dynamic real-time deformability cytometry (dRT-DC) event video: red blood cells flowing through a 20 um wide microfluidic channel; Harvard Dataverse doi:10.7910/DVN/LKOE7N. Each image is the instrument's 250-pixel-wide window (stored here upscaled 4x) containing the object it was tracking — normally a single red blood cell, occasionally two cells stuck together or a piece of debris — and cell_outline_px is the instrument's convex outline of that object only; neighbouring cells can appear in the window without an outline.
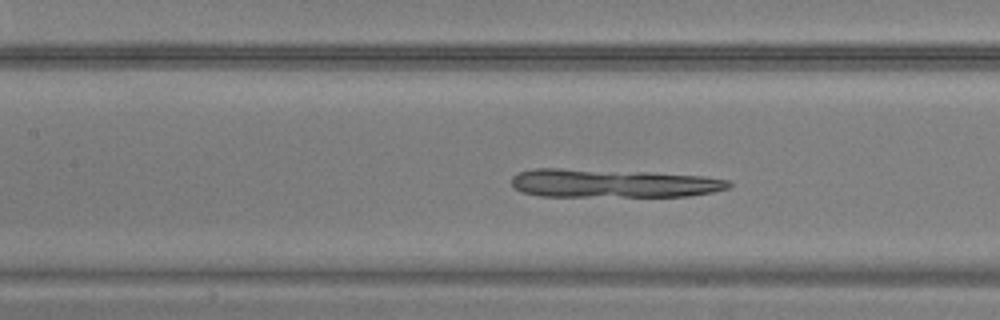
{"species": "common noctule bat (a hibernating species)", "species_latin": "Nyctalus noctula", "temperature_condition": "warm", "stored_images_in_passage": 48, "camera_frame_rate_fps": 3000, "um_per_image_px": 0.085, "animal": {"sex": "male", "body_mass_g": 20.5, "forearm_length_mm": 52.5}, "frame": {"image": 1, "passage_image": 22, "time_ms": 7.0, "image_size_px": [1000, 320], "cell_outline_px": [[732, 184], [728, 188], [712, 192], [688, 196], [540, 196], [520, 192], [512, 188], [512, 176], [520, 172], [536, 168], [560, 168], [648, 172], [704, 176], [728, 180]], "centroid_in_image_um": [52.05, 15.58], "position_along_channel_um": 155.3, "area_um2": 36.13}}